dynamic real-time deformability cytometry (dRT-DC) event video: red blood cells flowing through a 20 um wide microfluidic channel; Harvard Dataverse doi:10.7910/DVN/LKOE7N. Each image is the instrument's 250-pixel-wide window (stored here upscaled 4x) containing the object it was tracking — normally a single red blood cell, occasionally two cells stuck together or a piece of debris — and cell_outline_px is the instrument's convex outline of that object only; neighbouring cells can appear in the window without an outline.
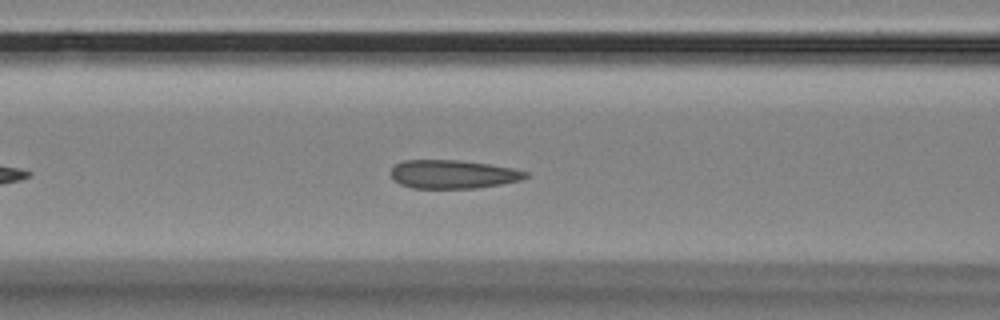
{"species": "Egyptian fruit bat (a non-hibernating species)", "species_latin": "Rousettus aegyptiacus", "temperature_condition": "room temperature", "stored_images_in_passage": 35, "camera_frame_rate_fps": 3000, "um_per_image_px": 0.085, "animal": {"sex": "female"}, "frame": {"image": 1, "passage_image": 8, "time_ms": 2.333, "image_size_px": [1000, 320], "cell_outline_px": [[528, 176], [520, 180], [500, 184], [476, 188], [412, 188], [400, 184], [392, 176], [392, 168], [396, 164], [404, 160], [460, 160], [488, 164], [512, 168], [528, 172]], "centroid_in_image_um": [38.51, 14.81], "position_along_channel_um": 128.1, "area_um2": 22.2}}
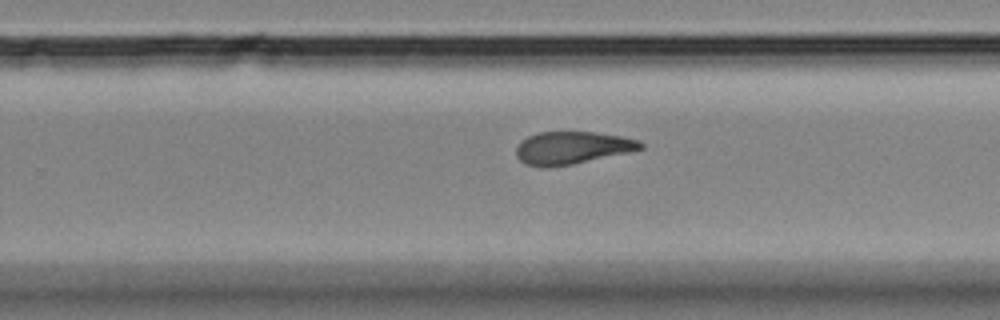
{"frame": {"image": 2, "passage_image": 21, "time_ms": 6.667, "image_size_px": [1000, 320], "cell_outline_px": [[644, 148], [628, 152], [572, 164], [544, 168], [524, 164], [516, 156], [516, 148], [520, 140], [528, 136], [540, 132], [592, 132], [620, 136], [640, 140], [644, 144]], "centroid_in_image_um": [48.59, 12.57], "position_along_channel_um": 281.2, "area_um2": 23.58}}
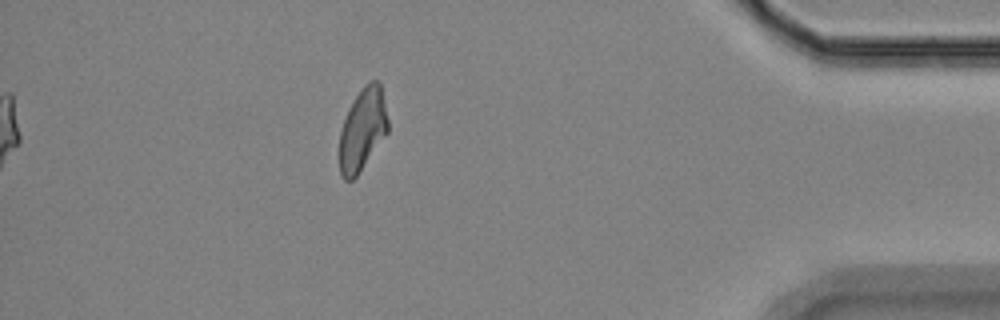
{"frame": {"image": 3, "passage_image": 35, "time_ms": 11.333, "image_size_px": [1000, 320], "cell_outline_px": [[388, 132], [356, 176], [352, 180], [344, 180], [340, 176], [340, 132], [348, 108], [352, 100], [364, 84], [368, 80], [380, 80], [388, 120]], "centroid_in_image_um": [30.82, 10.96], "position_along_channel_um": 404.4, "area_um2": 23.29}, "authors_computed_cell_mechanics": {"area_um2": 23.8714, "velocity_mm_per_s": 3.5391, "shape_relaxation_time_tau1_ms": null, "shape_relaxation_time_tau2_ms": 7.9235, "deformation_change_tau1": null, "deformation_change_tau2": 0.115}}